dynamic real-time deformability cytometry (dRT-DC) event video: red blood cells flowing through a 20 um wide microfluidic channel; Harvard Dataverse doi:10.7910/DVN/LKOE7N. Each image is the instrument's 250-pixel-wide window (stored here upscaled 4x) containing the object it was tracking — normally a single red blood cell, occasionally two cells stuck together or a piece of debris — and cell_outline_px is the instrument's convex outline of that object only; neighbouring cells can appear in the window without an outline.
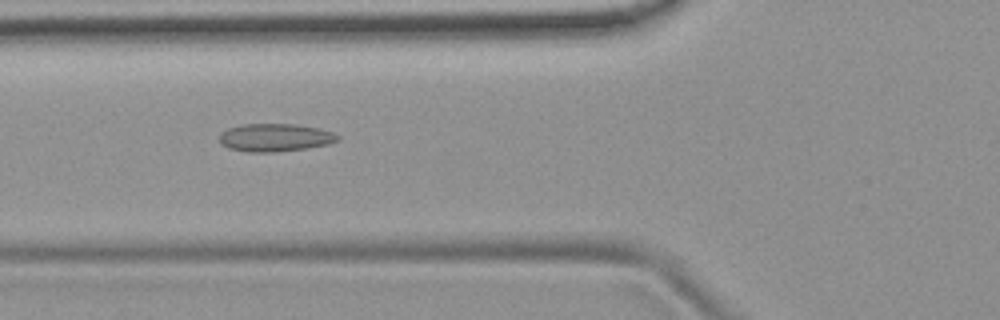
{"species": "common noctule bat (a hibernating species)", "species_latin": "Nyctalus noctula", "temperature_condition": "room temperature", "stored_images_in_passage": 52, "camera_frame_rate_fps": 3000, "um_per_image_px": 0.085, "animal": {"sex": "female", "body_mass_g": 19.9}, "frame": {"image": 1, "passage_image": 19, "time_ms": 6.0, "image_size_px": [1000, 320], "cell_outline_px": [[340, 140], [328, 144], [308, 148], [276, 152], [248, 152], [228, 148], [220, 144], [220, 132], [228, 128], [240, 124], [296, 124], [320, 128], [332, 132], [340, 136]], "centroid_in_image_um": [23.38, 11.69], "position_along_channel_um": 102.4, "area_um2": 19.48}}
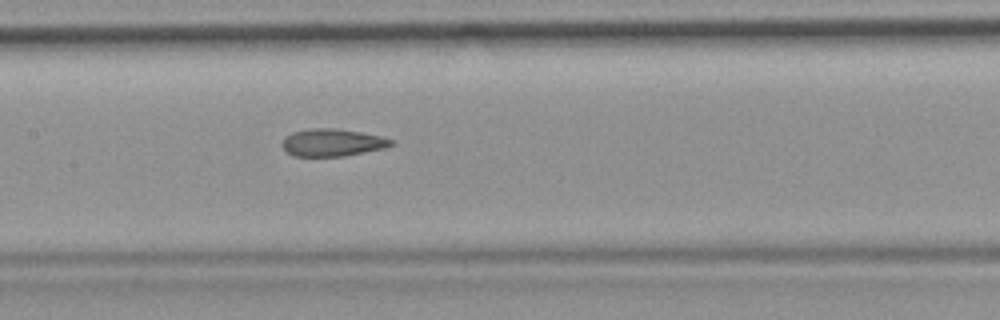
{"frame": {"image": 2, "passage_image": 25, "time_ms": 8.0, "image_size_px": [1000, 320], "cell_outline_px": [[396, 144], [384, 148], [344, 156], [292, 156], [280, 144], [284, 136], [292, 132], [312, 128], [336, 128], [360, 132], [380, 136], [396, 140]], "centroid_in_image_um": [28.25, 12.11], "position_along_channel_um": 179.1, "area_um2": 17.57}}
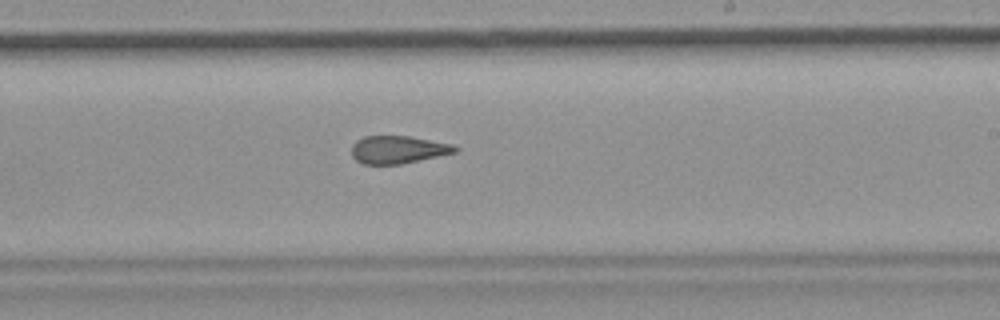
{"frame": {"image": 3, "passage_image": 31, "time_ms": 10.0, "image_size_px": [1000, 320], "cell_outline_px": [[460, 148], [456, 152], [400, 164], [364, 164], [356, 160], [352, 156], [352, 144], [356, 140], [364, 136], [408, 136], [452, 144]], "centroid_in_image_um": [33.81, 12.71], "position_along_channel_um": 255.2, "area_um2": 16.59}, "authors_computed_cell_mechanics": {"area_um2": 18.2359, "velocity_mm_per_s": 3.8221, "shape_relaxation_time_tau1_ms": null, "shape_relaxation_time_tau2_ms": 2.0092, "deformation_change_tau1": null, "deformation_change_tau2": 0.1021}}